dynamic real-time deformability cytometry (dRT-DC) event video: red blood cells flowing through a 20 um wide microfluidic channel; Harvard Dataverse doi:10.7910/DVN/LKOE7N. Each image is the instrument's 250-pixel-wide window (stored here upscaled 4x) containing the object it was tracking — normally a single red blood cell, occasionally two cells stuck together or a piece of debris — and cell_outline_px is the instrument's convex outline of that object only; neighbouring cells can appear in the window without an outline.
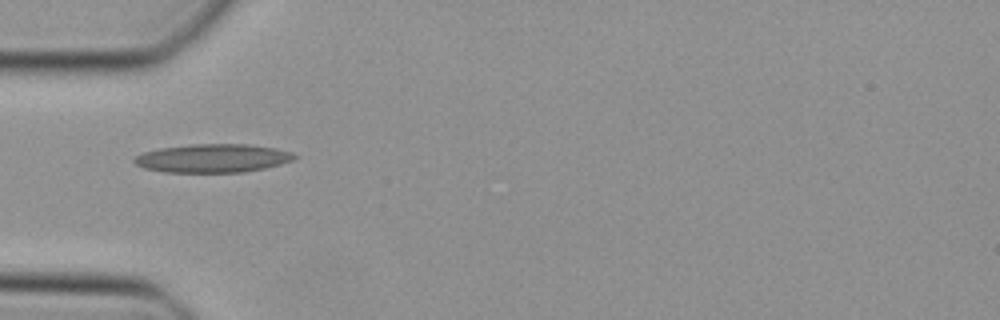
{"species": "Egyptian fruit bat (a non-hibernating species)", "species_latin": "Rousettus aegyptiacus", "temperature_condition": "cold", "stored_images_in_passage": 33, "camera_frame_rate_fps": 3000, "um_per_image_px": 0.085, "animal": {"sex": "female"}, "frame": {"image": 1, "passage_image": 1, "time_ms": 0.0, "image_size_px": [1000, 320], "cell_outline_px": [[300, 156], [292, 160], [280, 164], [264, 168], [244, 172], [164, 172], [144, 168], [136, 164], [132, 160], [136, 156], [144, 152], [160, 148], [192, 144], [248, 144], [276, 148], [292, 152]], "centroid_in_image_um": [18.11, 13.44], "position_along_channel_um": 66.9, "area_um2": 26.59}}
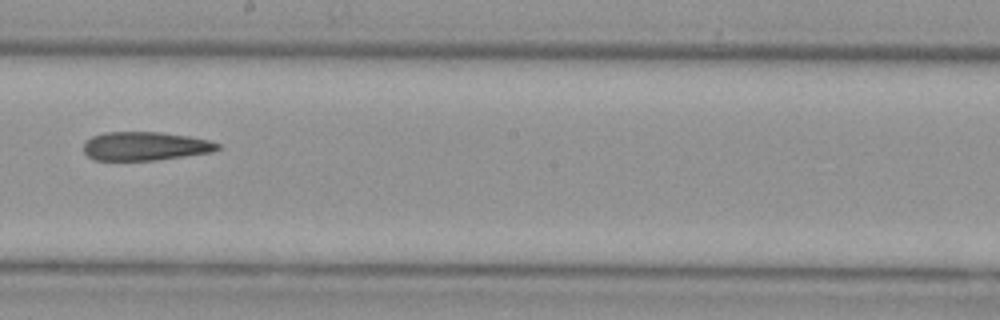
{"frame": {"image": 2, "passage_image": 13, "time_ms": 4.0, "image_size_px": [1000, 320], "cell_outline_px": [[220, 148], [212, 152], [156, 160], [96, 160], [88, 156], [84, 152], [84, 140], [92, 136], [104, 132], [160, 132], [188, 136], [208, 140], [220, 144]], "centroid_in_image_um": [12.32, 12.42], "position_along_channel_um": 235.9, "area_um2": 22.37}}
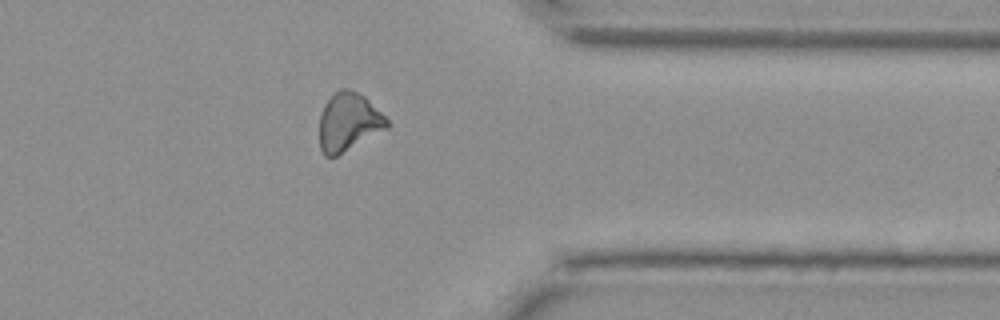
{"frame": {"image": 3, "passage_image": 24, "time_ms": 7.667, "image_size_px": [1000, 320], "cell_outline_px": [[388, 128], [336, 156], [324, 156], [320, 148], [320, 116], [324, 104], [340, 88], [348, 88], [364, 96], [388, 120]], "centroid_in_image_um": [29.61, 10.37], "position_along_channel_um": 381.8, "area_um2": 22.54}}